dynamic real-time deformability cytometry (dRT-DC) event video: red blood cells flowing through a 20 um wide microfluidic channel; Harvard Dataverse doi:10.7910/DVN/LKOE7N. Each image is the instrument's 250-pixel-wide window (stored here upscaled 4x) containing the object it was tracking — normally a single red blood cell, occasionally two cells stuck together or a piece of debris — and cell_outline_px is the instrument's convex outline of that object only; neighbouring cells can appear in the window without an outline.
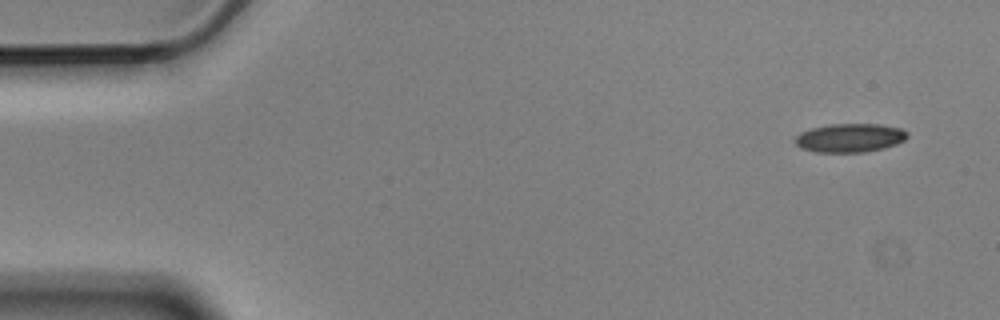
{"species": "Egyptian fruit bat (a non-hibernating species)", "species_latin": "Rousettus aegyptiacus", "temperature_condition": "cold", "stored_images_in_passage": 4, "camera_frame_rate_fps": 3000, "um_per_image_px": 0.085, "animal": {"sex": "male"}, "frame": {"image": 1, "passage_image": 1, "time_ms": 0.0, "image_size_px": [1000, 320], "cell_outline_px": [[908, 136], [904, 140], [896, 144], [884, 148], [864, 152], [816, 152], [800, 148], [796, 144], [796, 136], [800, 132], [812, 128], [832, 124], [880, 124], [900, 128], [908, 132]], "centroid_in_image_um": [72.25, 11.72], "position_along_channel_um": 12.8, "area_um2": 18.73}}